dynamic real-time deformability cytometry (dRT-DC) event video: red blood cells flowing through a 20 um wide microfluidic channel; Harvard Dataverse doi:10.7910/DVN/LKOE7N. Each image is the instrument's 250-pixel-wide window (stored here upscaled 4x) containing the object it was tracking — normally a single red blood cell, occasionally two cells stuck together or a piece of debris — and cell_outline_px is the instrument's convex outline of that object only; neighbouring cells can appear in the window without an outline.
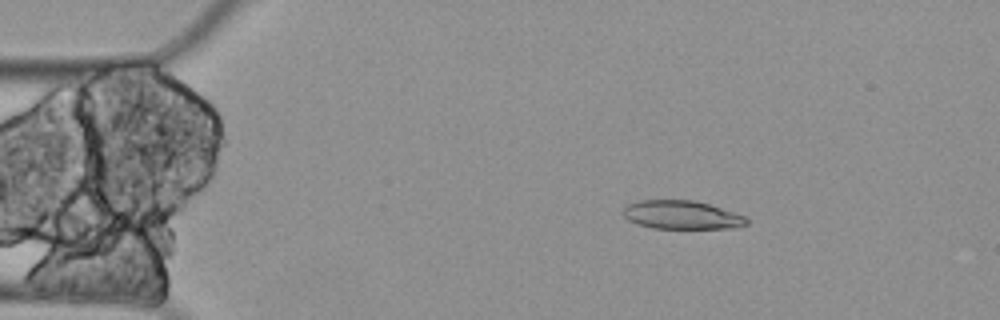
{"species": "Egyptian fruit bat (a non-hibernating species)", "species_latin": "Rousettus aegyptiacus", "temperature_condition": "cold", "stored_images_in_passage": 3, "camera_frame_rate_fps": 3000, "um_per_image_px": 0.085, "animal": {"sex": "female"}, "frame": {"image": 1, "passage_image": 1, "time_ms": 0.0, "image_size_px": [1000, 320], "cell_outline_px": [[748, 224], [736, 228], [652, 228], [636, 224], [628, 220], [624, 216], [624, 208], [628, 204], [640, 200], [692, 200], [708, 204], [748, 216]], "centroid_in_image_um": [57.98, 18.27], "position_along_channel_um": 27.0, "area_um2": 20.58}}